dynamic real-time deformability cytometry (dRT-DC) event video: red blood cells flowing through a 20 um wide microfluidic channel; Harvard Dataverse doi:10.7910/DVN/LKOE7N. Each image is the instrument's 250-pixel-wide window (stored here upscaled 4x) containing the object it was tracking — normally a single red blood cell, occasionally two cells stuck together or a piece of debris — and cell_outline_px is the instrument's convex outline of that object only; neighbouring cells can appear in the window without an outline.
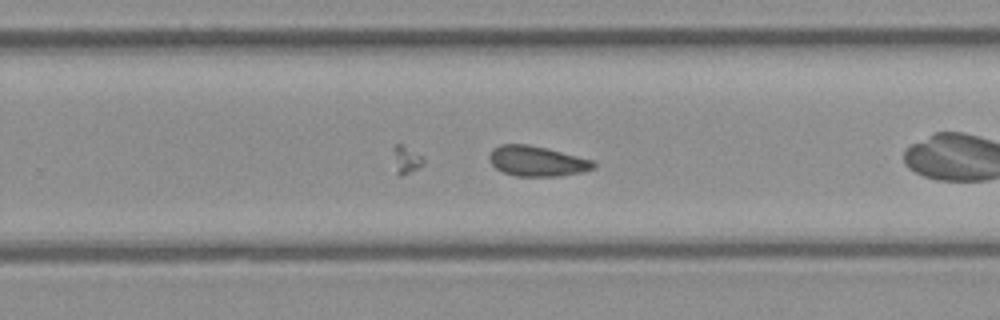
{"species": "common noctule bat (a hibernating species)", "species_latin": "Nyctalus noctula", "temperature_condition": "cold", "stored_images_in_passage": 31, "camera_frame_rate_fps": 3000, "um_per_image_px": 0.085, "animal": {"sex": "female", "body_mass_g": 21.9}, "frame": {"image": 1, "passage_image": 14, "time_ms": 4.333, "image_size_px": [1000, 320], "cell_outline_px": [[596, 164], [592, 168], [584, 172], [560, 176], [516, 176], [504, 172], [496, 168], [488, 160], [488, 156], [492, 148], [500, 144], [528, 144], [548, 148], [592, 160]], "centroid_in_image_um": [45.61, 13.69], "position_along_channel_um": 284.2, "area_um2": 18.44}}